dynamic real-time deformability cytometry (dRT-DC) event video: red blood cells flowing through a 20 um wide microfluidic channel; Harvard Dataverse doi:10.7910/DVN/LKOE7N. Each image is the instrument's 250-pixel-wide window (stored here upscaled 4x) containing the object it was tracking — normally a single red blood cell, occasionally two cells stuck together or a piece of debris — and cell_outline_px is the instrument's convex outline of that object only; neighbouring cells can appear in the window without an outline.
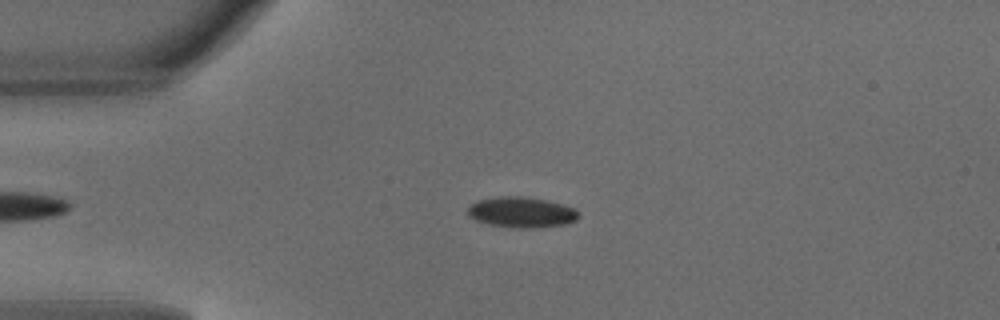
{"species": "common noctule bat (a hibernating species)", "species_latin": "Nyctalus noctula", "temperature_condition": "warm", "stored_images_in_passage": 31, "camera_frame_rate_fps": 3000, "um_per_image_px": 0.085, "animal": {"sex": "male", "body_mass_g": 18.8}, "frame": {"image": 1, "passage_image": 3, "time_ms": 0.667, "image_size_px": [1000, 320], "cell_outline_px": [[580, 216], [576, 220], [564, 224], [536, 228], [516, 228], [488, 224], [476, 220], [468, 216], [468, 208], [476, 200], [500, 196], [520, 196], [548, 200], [564, 204], [576, 208], [580, 212]], "centroid_in_image_um": [44.36, 18.04], "position_along_channel_um": 40.6, "area_um2": 20.0}}
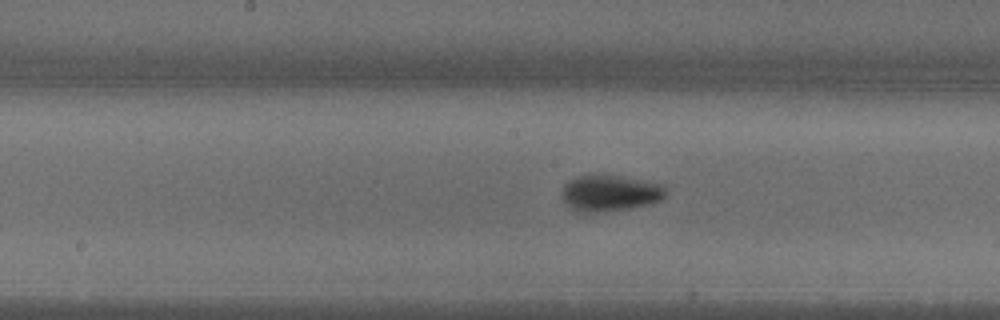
{"frame": {"image": 2, "passage_image": 16, "time_ms": 5.0, "image_size_px": [1000, 320], "cell_outline_px": [[664, 196], [660, 200], [652, 204], [632, 208], [596, 212], [580, 212], [564, 204], [560, 196], [564, 184], [568, 180], [592, 172], [600, 172], [664, 184]], "centroid_in_image_um": [51.79, 16.38], "position_along_channel_um": 196.4, "area_um2": 22.6}}
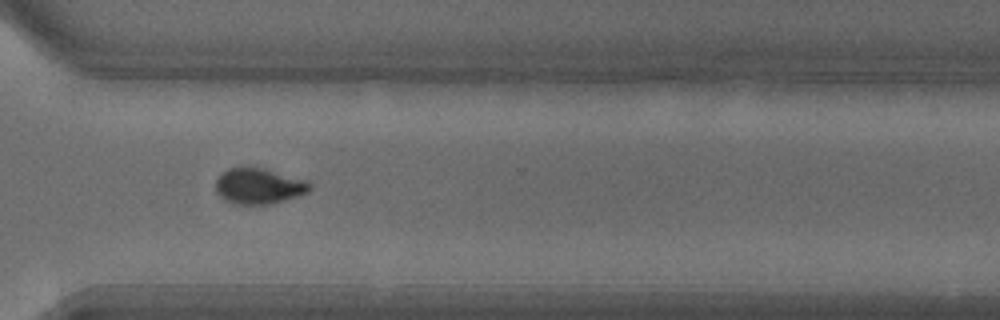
{"frame": {"image": 3, "passage_image": 27, "time_ms": 8.667, "image_size_px": [1000, 320], "cell_outline_px": [[312, 188], [308, 192], [284, 200], [268, 204], [236, 204], [224, 200], [216, 192], [216, 180], [228, 168], [260, 168], [308, 180], [312, 184]], "centroid_in_image_um": [22.02, 15.83], "position_along_channel_um": 348.6, "area_um2": 19.31}, "authors_computed_cell_mechanics": {"area_um2": 20.7502, "velocity_mm_per_s": 4.1588, "shape_relaxation_time_tau1_ms": 2.992, "shape_relaxation_time_tau2_ms": null, "deformation_change_tau1": 0.1289, "deformation_change_tau2": null}}